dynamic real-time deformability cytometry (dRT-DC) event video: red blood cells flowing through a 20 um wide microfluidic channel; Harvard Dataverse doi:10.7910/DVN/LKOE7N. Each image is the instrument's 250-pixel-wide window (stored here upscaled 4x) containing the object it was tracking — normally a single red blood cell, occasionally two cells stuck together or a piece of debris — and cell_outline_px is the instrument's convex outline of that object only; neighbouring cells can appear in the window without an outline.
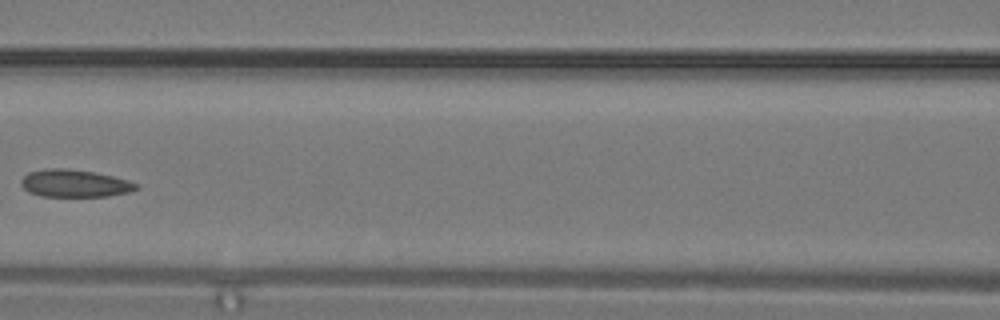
{"species": "common noctule bat (a hibernating species)", "species_latin": "Nyctalus noctula", "temperature_condition": "warm", "stored_images_in_passage": 25, "camera_frame_rate_fps": 3000, "um_per_image_px": 0.085, "animal": {"sex": "male", "body_mass_g": 19.2, "forearm_length_mm": 51.8}, "frame": {"image": 1, "passage_image": 11, "time_ms": 3.333, "image_size_px": [1000, 320], "cell_outline_px": [[140, 188], [128, 192], [108, 196], [40, 196], [28, 192], [20, 184], [20, 180], [28, 172], [44, 168], [68, 168], [92, 172], [112, 176], [128, 180], [140, 184]], "centroid_in_image_um": [6.33, 15.58], "position_along_channel_um": 160.3, "area_um2": 18.55}}
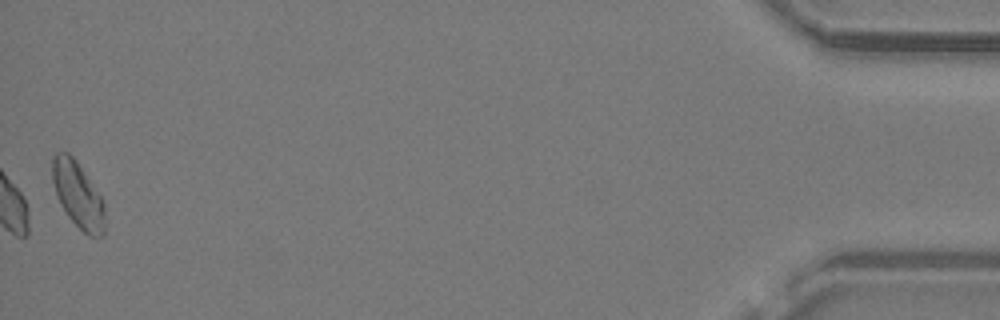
{"frame": {"image": 2, "passage_image": 25, "time_ms": 8.0, "image_size_px": [1000, 320], "cell_outline_px": [[104, 236], [88, 236], [68, 216], [60, 204], [56, 196], [52, 180], [52, 156], [56, 152], [68, 152], [76, 160], [100, 196], [104, 204]], "centroid_in_image_um": [6.6, 16.55], "position_along_channel_um": 428.6, "area_um2": 20.0}}